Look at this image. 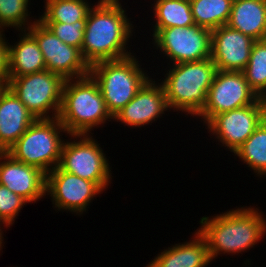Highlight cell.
<instances>
[{"instance_id":"obj_9","label":"cell","mask_w":266,"mask_h":267,"mask_svg":"<svg viewBox=\"0 0 266 267\" xmlns=\"http://www.w3.org/2000/svg\"><path fill=\"white\" fill-rule=\"evenodd\" d=\"M171 64L211 58L212 31L193 25L161 29L151 41Z\"/></svg>"},{"instance_id":"obj_10","label":"cell","mask_w":266,"mask_h":267,"mask_svg":"<svg viewBox=\"0 0 266 267\" xmlns=\"http://www.w3.org/2000/svg\"><path fill=\"white\" fill-rule=\"evenodd\" d=\"M266 118L265 100L258 98L253 104L215 115L206 125L210 135L226 151L236 150Z\"/></svg>"},{"instance_id":"obj_6","label":"cell","mask_w":266,"mask_h":267,"mask_svg":"<svg viewBox=\"0 0 266 267\" xmlns=\"http://www.w3.org/2000/svg\"><path fill=\"white\" fill-rule=\"evenodd\" d=\"M69 136L61 121L56 118L36 119L20 138L6 151L15 160L39 168L46 174L55 169Z\"/></svg>"},{"instance_id":"obj_18","label":"cell","mask_w":266,"mask_h":267,"mask_svg":"<svg viewBox=\"0 0 266 267\" xmlns=\"http://www.w3.org/2000/svg\"><path fill=\"white\" fill-rule=\"evenodd\" d=\"M192 235V240L159 252L146 267H207L212 262L207 243L197 230Z\"/></svg>"},{"instance_id":"obj_21","label":"cell","mask_w":266,"mask_h":267,"mask_svg":"<svg viewBox=\"0 0 266 267\" xmlns=\"http://www.w3.org/2000/svg\"><path fill=\"white\" fill-rule=\"evenodd\" d=\"M154 24L151 26L152 38L161 30L171 27L195 25L190 0H153Z\"/></svg>"},{"instance_id":"obj_12","label":"cell","mask_w":266,"mask_h":267,"mask_svg":"<svg viewBox=\"0 0 266 267\" xmlns=\"http://www.w3.org/2000/svg\"><path fill=\"white\" fill-rule=\"evenodd\" d=\"M101 193L103 190L95 182L67 173L58 166L46 174V195H50L54 210L80 216Z\"/></svg>"},{"instance_id":"obj_19","label":"cell","mask_w":266,"mask_h":267,"mask_svg":"<svg viewBox=\"0 0 266 267\" xmlns=\"http://www.w3.org/2000/svg\"><path fill=\"white\" fill-rule=\"evenodd\" d=\"M18 41L8 43V78L20 77L46 70L43 54L36 39L27 31L20 30Z\"/></svg>"},{"instance_id":"obj_31","label":"cell","mask_w":266,"mask_h":267,"mask_svg":"<svg viewBox=\"0 0 266 267\" xmlns=\"http://www.w3.org/2000/svg\"><path fill=\"white\" fill-rule=\"evenodd\" d=\"M0 226H3L7 229V227L0 221Z\"/></svg>"},{"instance_id":"obj_1","label":"cell","mask_w":266,"mask_h":267,"mask_svg":"<svg viewBox=\"0 0 266 267\" xmlns=\"http://www.w3.org/2000/svg\"><path fill=\"white\" fill-rule=\"evenodd\" d=\"M92 5L80 51L89 67L97 62L135 54L128 47L135 31L134 25L120 0H99Z\"/></svg>"},{"instance_id":"obj_20","label":"cell","mask_w":266,"mask_h":267,"mask_svg":"<svg viewBox=\"0 0 266 267\" xmlns=\"http://www.w3.org/2000/svg\"><path fill=\"white\" fill-rule=\"evenodd\" d=\"M227 25L257 40L266 39L265 0H233Z\"/></svg>"},{"instance_id":"obj_25","label":"cell","mask_w":266,"mask_h":267,"mask_svg":"<svg viewBox=\"0 0 266 267\" xmlns=\"http://www.w3.org/2000/svg\"><path fill=\"white\" fill-rule=\"evenodd\" d=\"M250 89L258 98H266V39L252 46L247 66L243 70Z\"/></svg>"},{"instance_id":"obj_17","label":"cell","mask_w":266,"mask_h":267,"mask_svg":"<svg viewBox=\"0 0 266 267\" xmlns=\"http://www.w3.org/2000/svg\"><path fill=\"white\" fill-rule=\"evenodd\" d=\"M36 120L6 86L0 88V152H6Z\"/></svg>"},{"instance_id":"obj_8","label":"cell","mask_w":266,"mask_h":267,"mask_svg":"<svg viewBox=\"0 0 266 267\" xmlns=\"http://www.w3.org/2000/svg\"><path fill=\"white\" fill-rule=\"evenodd\" d=\"M65 80L49 70L8 78L6 86L18 97L36 119L59 115Z\"/></svg>"},{"instance_id":"obj_14","label":"cell","mask_w":266,"mask_h":267,"mask_svg":"<svg viewBox=\"0 0 266 267\" xmlns=\"http://www.w3.org/2000/svg\"><path fill=\"white\" fill-rule=\"evenodd\" d=\"M170 111L163 86L156 79L149 78L129 101L114 116L113 121L132 128L152 125Z\"/></svg>"},{"instance_id":"obj_29","label":"cell","mask_w":266,"mask_h":267,"mask_svg":"<svg viewBox=\"0 0 266 267\" xmlns=\"http://www.w3.org/2000/svg\"><path fill=\"white\" fill-rule=\"evenodd\" d=\"M5 32H0V82L6 85L8 82V42L5 40Z\"/></svg>"},{"instance_id":"obj_11","label":"cell","mask_w":266,"mask_h":267,"mask_svg":"<svg viewBox=\"0 0 266 267\" xmlns=\"http://www.w3.org/2000/svg\"><path fill=\"white\" fill-rule=\"evenodd\" d=\"M258 99L243 72L217 70L207 93L206 104L196 116L207 124L215 115L249 106Z\"/></svg>"},{"instance_id":"obj_7","label":"cell","mask_w":266,"mask_h":267,"mask_svg":"<svg viewBox=\"0 0 266 267\" xmlns=\"http://www.w3.org/2000/svg\"><path fill=\"white\" fill-rule=\"evenodd\" d=\"M58 167L70 174L95 182L103 191L112 183L110 161L97 139L91 135H69Z\"/></svg>"},{"instance_id":"obj_2","label":"cell","mask_w":266,"mask_h":267,"mask_svg":"<svg viewBox=\"0 0 266 267\" xmlns=\"http://www.w3.org/2000/svg\"><path fill=\"white\" fill-rule=\"evenodd\" d=\"M244 206L200 218L197 231L206 241L212 261L220 254H243L266 236L264 213L257 207Z\"/></svg>"},{"instance_id":"obj_24","label":"cell","mask_w":266,"mask_h":267,"mask_svg":"<svg viewBox=\"0 0 266 267\" xmlns=\"http://www.w3.org/2000/svg\"><path fill=\"white\" fill-rule=\"evenodd\" d=\"M233 0H190L195 25L211 31L227 25Z\"/></svg>"},{"instance_id":"obj_15","label":"cell","mask_w":266,"mask_h":267,"mask_svg":"<svg viewBox=\"0 0 266 267\" xmlns=\"http://www.w3.org/2000/svg\"><path fill=\"white\" fill-rule=\"evenodd\" d=\"M254 43L250 36L222 25L212 30L211 60L217 70L243 72Z\"/></svg>"},{"instance_id":"obj_27","label":"cell","mask_w":266,"mask_h":267,"mask_svg":"<svg viewBox=\"0 0 266 267\" xmlns=\"http://www.w3.org/2000/svg\"><path fill=\"white\" fill-rule=\"evenodd\" d=\"M87 21H77L74 24L61 22H42L58 39L67 45L74 46L81 51L84 31Z\"/></svg>"},{"instance_id":"obj_22","label":"cell","mask_w":266,"mask_h":267,"mask_svg":"<svg viewBox=\"0 0 266 267\" xmlns=\"http://www.w3.org/2000/svg\"><path fill=\"white\" fill-rule=\"evenodd\" d=\"M235 155L259 178L266 177V118L236 150Z\"/></svg>"},{"instance_id":"obj_28","label":"cell","mask_w":266,"mask_h":267,"mask_svg":"<svg viewBox=\"0 0 266 267\" xmlns=\"http://www.w3.org/2000/svg\"><path fill=\"white\" fill-rule=\"evenodd\" d=\"M29 204L22 196L0 184V221L8 228L15 222L24 205Z\"/></svg>"},{"instance_id":"obj_26","label":"cell","mask_w":266,"mask_h":267,"mask_svg":"<svg viewBox=\"0 0 266 267\" xmlns=\"http://www.w3.org/2000/svg\"><path fill=\"white\" fill-rule=\"evenodd\" d=\"M30 1L0 0V32H4L7 27L17 31L27 30L37 21L36 18L31 20Z\"/></svg>"},{"instance_id":"obj_30","label":"cell","mask_w":266,"mask_h":267,"mask_svg":"<svg viewBox=\"0 0 266 267\" xmlns=\"http://www.w3.org/2000/svg\"><path fill=\"white\" fill-rule=\"evenodd\" d=\"M3 231H4L3 227L0 226V251L3 249V246H4L3 244L5 243L4 242V237H3V235H4Z\"/></svg>"},{"instance_id":"obj_4","label":"cell","mask_w":266,"mask_h":267,"mask_svg":"<svg viewBox=\"0 0 266 267\" xmlns=\"http://www.w3.org/2000/svg\"><path fill=\"white\" fill-rule=\"evenodd\" d=\"M163 86L168 107L173 112L196 117L204 108L216 65L207 58L201 61L170 64Z\"/></svg>"},{"instance_id":"obj_3","label":"cell","mask_w":266,"mask_h":267,"mask_svg":"<svg viewBox=\"0 0 266 267\" xmlns=\"http://www.w3.org/2000/svg\"><path fill=\"white\" fill-rule=\"evenodd\" d=\"M58 119L69 135H93V129L113 120L99 85L90 74L65 80Z\"/></svg>"},{"instance_id":"obj_5","label":"cell","mask_w":266,"mask_h":267,"mask_svg":"<svg viewBox=\"0 0 266 267\" xmlns=\"http://www.w3.org/2000/svg\"><path fill=\"white\" fill-rule=\"evenodd\" d=\"M131 55L118 60L101 61L90 66L89 74L98 83L107 110L114 116L151 77ZM147 73V74H146Z\"/></svg>"},{"instance_id":"obj_16","label":"cell","mask_w":266,"mask_h":267,"mask_svg":"<svg viewBox=\"0 0 266 267\" xmlns=\"http://www.w3.org/2000/svg\"><path fill=\"white\" fill-rule=\"evenodd\" d=\"M0 184L31 204L46 196V173L7 152H0Z\"/></svg>"},{"instance_id":"obj_13","label":"cell","mask_w":266,"mask_h":267,"mask_svg":"<svg viewBox=\"0 0 266 267\" xmlns=\"http://www.w3.org/2000/svg\"><path fill=\"white\" fill-rule=\"evenodd\" d=\"M27 31L36 39L47 70L60 75L64 80L89 75L90 67L84 61L80 50L60 41L38 19Z\"/></svg>"},{"instance_id":"obj_23","label":"cell","mask_w":266,"mask_h":267,"mask_svg":"<svg viewBox=\"0 0 266 267\" xmlns=\"http://www.w3.org/2000/svg\"><path fill=\"white\" fill-rule=\"evenodd\" d=\"M43 14L37 18L40 22H61L74 24L87 21L93 6L88 0H44Z\"/></svg>"}]
</instances>
